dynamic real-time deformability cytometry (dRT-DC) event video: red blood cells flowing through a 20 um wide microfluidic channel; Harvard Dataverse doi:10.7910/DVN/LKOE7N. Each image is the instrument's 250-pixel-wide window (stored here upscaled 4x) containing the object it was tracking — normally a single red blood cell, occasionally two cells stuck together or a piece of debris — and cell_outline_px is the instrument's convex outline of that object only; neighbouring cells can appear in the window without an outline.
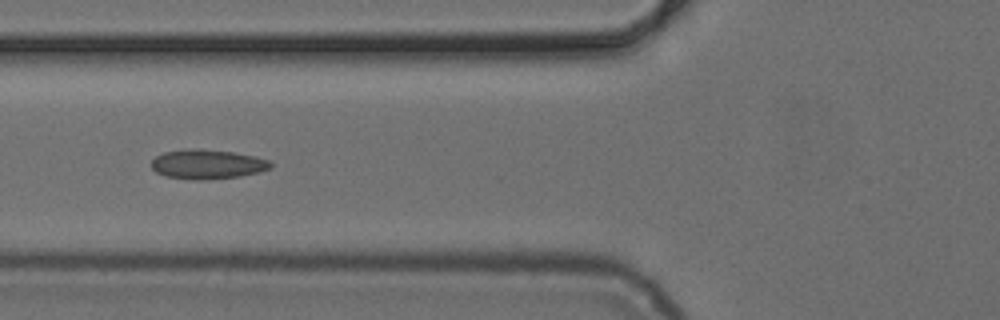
{"species": "common noctule bat (a hibernating species)", "species_latin": "Nyctalus noctula", "temperature_condition": "cold", "stored_images_in_passage": 6, "camera_frame_rate_fps": 3000, "um_per_image_px": 0.085, "animal": {"sex": "female", "body_mass_g": 24.6, "forearm_length_mm": 56.2}, "frame": {"image": 1, "passage_image": 6, "time_ms": 5.667, "image_size_px": [1000, 320], "cell_outline_px": [[272, 168], [260, 172], [240, 176], [200, 180], [196, 180], [164, 176], [156, 172], [152, 168], [152, 160], [156, 156], [164, 152], [196, 148], [200, 148], [232, 152], [256, 156], [268, 160], [272, 164]], "centroid_in_image_um": [17.64, 13.96], "position_along_channel_um": 108.2, "area_um2": 20.46}}